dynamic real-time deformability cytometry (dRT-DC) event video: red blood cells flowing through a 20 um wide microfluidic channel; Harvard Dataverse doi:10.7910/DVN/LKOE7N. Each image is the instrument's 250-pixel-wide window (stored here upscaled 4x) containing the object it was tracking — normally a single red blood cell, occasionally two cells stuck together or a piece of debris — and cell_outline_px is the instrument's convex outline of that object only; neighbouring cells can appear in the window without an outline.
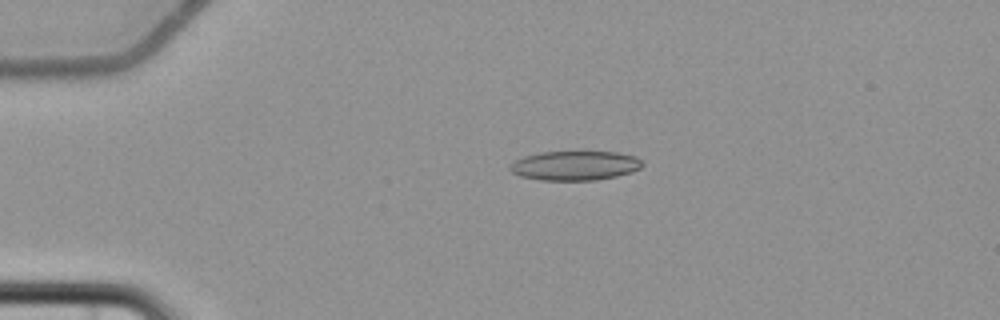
{"species": "common noctule bat (a hibernating species)", "species_latin": "Nyctalus noctula", "temperature_condition": "cold", "stored_images_in_passage": 6, "camera_frame_rate_fps": 3000, "um_per_image_px": 0.085, "animal": {"sex": "female", "body_mass_g": 22.7, "forearm_length_mm": 54.2}, "frame": {"image": 1, "passage_image": 4, "time_ms": 4.333, "image_size_px": [1000, 320], "cell_outline_px": [[644, 164], [640, 168], [632, 172], [616, 176], [596, 180], [540, 180], [520, 176], [512, 172], [508, 168], [516, 160], [524, 156], [540, 152], [616, 152], [636, 156]], "centroid_in_image_um": [48.88, 14.08], "position_along_channel_um": 36.1, "area_um2": 22.6}}
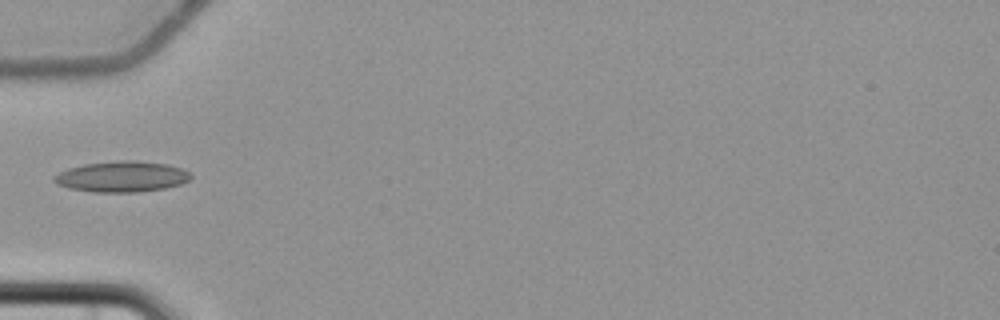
{"frame": {"image": 2, "passage_image": 6, "time_ms": 6.667, "image_size_px": [1000, 320], "cell_outline_px": [[192, 176], [188, 180], [180, 184], [164, 188], [136, 192], [92, 192], [68, 188], [56, 184], [52, 180], [52, 176], [68, 168], [84, 164], [116, 160], [132, 160], [168, 164], [180, 168], [188, 172]], "centroid_in_image_um": [10.3, 15.01], "position_along_channel_um": 74.7, "area_um2": 24.57}}